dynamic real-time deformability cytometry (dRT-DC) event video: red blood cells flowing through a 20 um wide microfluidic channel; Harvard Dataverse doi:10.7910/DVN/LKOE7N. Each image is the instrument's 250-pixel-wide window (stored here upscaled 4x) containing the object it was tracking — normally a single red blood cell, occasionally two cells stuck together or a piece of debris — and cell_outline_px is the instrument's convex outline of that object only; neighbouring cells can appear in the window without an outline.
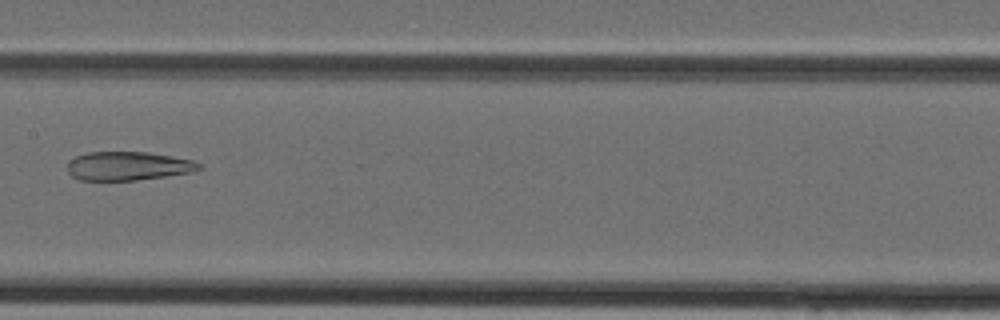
{"species": "Egyptian fruit bat (a non-hibernating species)", "species_latin": "Rousettus aegyptiacus", "temperature_condition": "cold", "stored_images_in_passage": 33, "camera_frame_rate_fps": 3000, "um_per_image_px": 0.085, "animal": {"sex": "female"}, "frame": {"image": 1, "passage_image": 14, "time_ms": 4.333, "image_size_px": [1000, 320], "cell_outline_px": [[204, 168], [192, 172], [136, 180], [80, 180], [72, 176], [68, 172], [68, 160], [76, 156], [88, 152], [148, 152], [192, 160], [204, 164]], "centroid_in_image_um": [10.9, 14.1], "position_along_channel_um": 196.5, "area_um2": 22.08}}
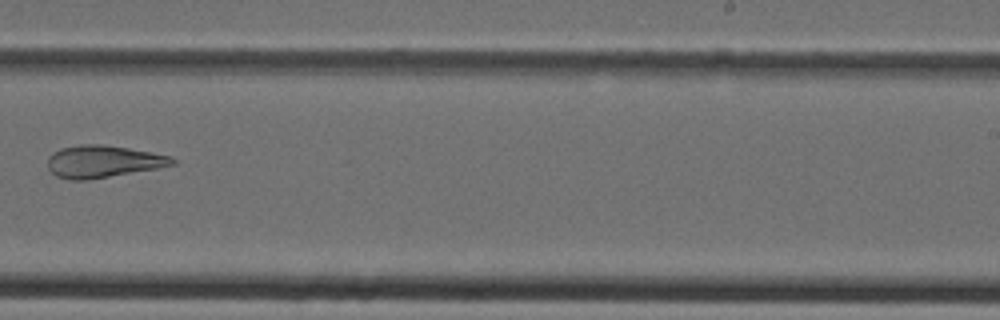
{"frame": {"image": 2, "passage_image": 19, "time_ms": 6.0, "image_size_px": [1000, 320], "cell_outline_px": [[176, 164], [156, 168], [88, 180], [72, 180], [56, 176], [48, 168], [48, 156], [60, 148], [80, 144], [100, 144], [128, 148], [168, 156], [176, 160]], "centroid_in_image_um": [8.71, 13.73], "position_along_channel_um": 280.3, "area_um2": 23.12}}
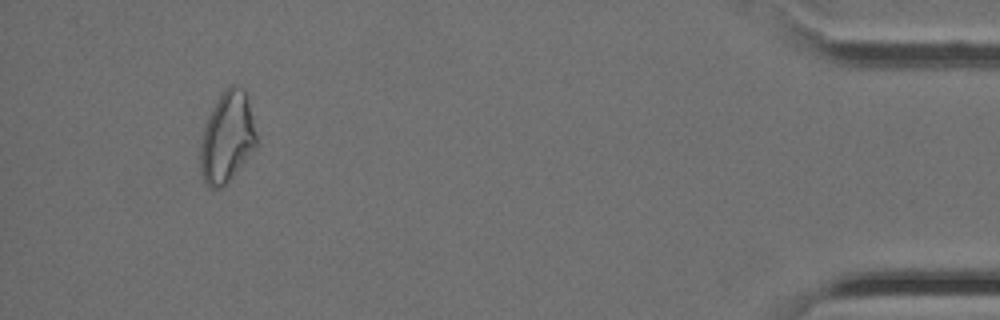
{"frame": {"image": 3, "passage_image": 31, "time_ms": 10.0, "image_size_px": [1000, 320], "cell_outline_px": [[256, 144], [228, 180], [220, 188], [212, 188], [200, 176], [200, 148], [204, 128], [212, 108], [220, 96], [232, 84], [244, 88], [248, 96], [256, 136]], "centroid_in_image_um": [19.28, 11.64], "position_along_channel_um": 415.9, "area_um2": 28.73}}